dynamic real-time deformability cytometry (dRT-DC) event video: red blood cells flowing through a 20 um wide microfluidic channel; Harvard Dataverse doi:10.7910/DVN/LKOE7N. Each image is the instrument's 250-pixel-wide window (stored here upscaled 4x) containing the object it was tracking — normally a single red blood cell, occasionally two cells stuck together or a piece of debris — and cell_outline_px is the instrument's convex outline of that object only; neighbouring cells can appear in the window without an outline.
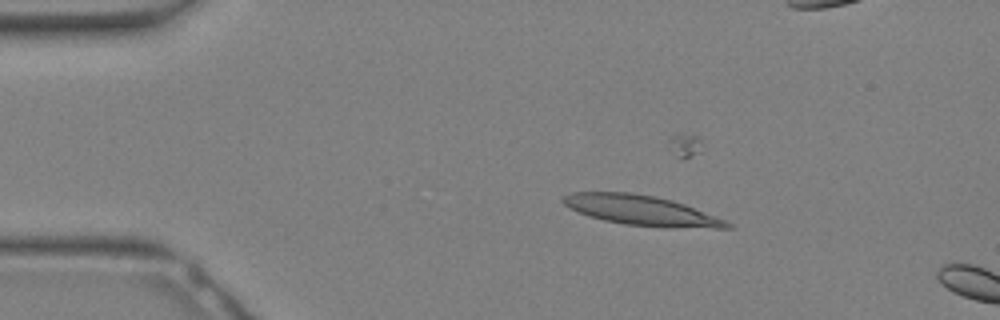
{"species": "Egyptian fruit bat (a non-hibernating species)", "species_latin": "Rousettus aegyptiacus", "temperature_condition": "warm", "stored_images_in_passage": 9, "camera_frame_rate_fps": 3000, "um_per_image_px": 0.085, "animal": {"sex": "female"}, "frame": {"image": 1, "passage_image": 6, "time_ms": 1.667, "image_size_px": [1000, 320], "cell_outline_px": [[736, 228], [672, 228], [624, 224], [604, 220], [588, 216], [568, 208], [560, 200], [568, 192], [632, 192], [656, 196], [672, 200], [684, 204], [724, 220], [732, 224]], "centroid_in_image_um": [54.48, 17.88], "position_along_channel_um": 30.5, "area_um2": 28.73}}